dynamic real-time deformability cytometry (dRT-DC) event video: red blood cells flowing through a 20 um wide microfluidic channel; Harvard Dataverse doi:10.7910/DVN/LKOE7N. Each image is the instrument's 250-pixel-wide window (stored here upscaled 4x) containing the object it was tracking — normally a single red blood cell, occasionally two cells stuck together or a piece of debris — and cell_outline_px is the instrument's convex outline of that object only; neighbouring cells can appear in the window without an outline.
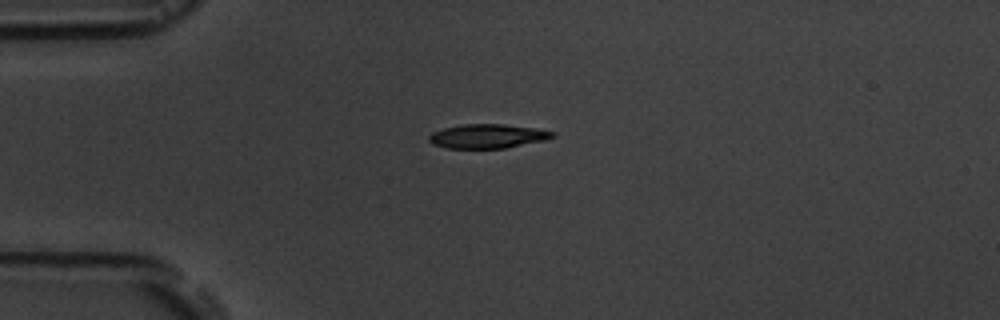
{"species": "common noctule bat (a hibernating species)", "species_latin": "Nyctalus noctula", "temperature_condition": "room temperature", "stored_images_in_passage": 7, "camera_frame_rate_fps": 3000, "um_per_image_px": 0.085, "animal": {"sex": "male", "body_mass_g": 19.5, "forearm_length_mm": 54.6}, "frame": {"image": 1, "passage_image": 3, "time_ms": 2.333, "image_size_px": [1000, 320], "cell_outline_px": [[556, 136], [544, 140], [504, 148], [448, 148], [432, 144], [428, 140], [428, 136], [432, 132], [444, 128], [460, 124], [504, 124], [536, 128], [556, 132]], "centroid_in_image_um": [41.43, 11.56], "position_along_channel_um": 43.6, "area_um2": 17.4}}
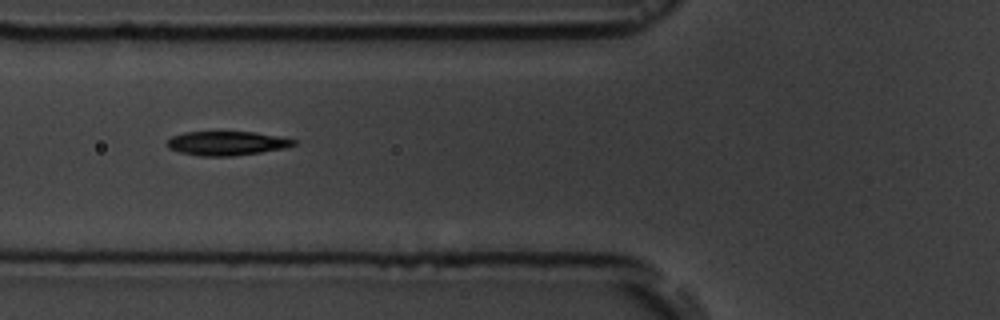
{"frame": {"image": 2, "passage_image": 5, "time_ms": 4.667, "image_size_px": [1000, 320], "cell_outline_px": [[296, 144], [284, 148], [260, 152], [232, 156], [200, 156], [180, 152], [168, 148], [168, 140], [172, 136], [184, 132], [256, 132], [296, 140]], "centroid_in_image_um": [19.26, 12.18], "position_along_channel_um": 106.5, "area_um2": 17.57}}
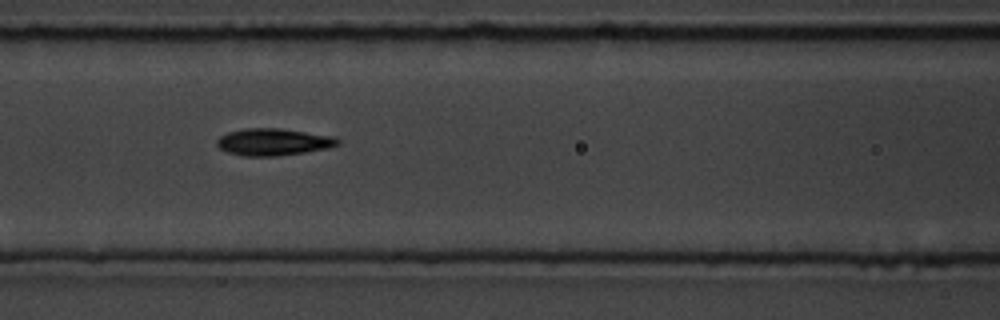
{"frame": {"image": 3, "passage_image": 6, "time_ms": 5.667, "image_size_px": [1000, 320], "cell_outline_px": [[340, 144], [328, 148], [304, 152], [276, 156], [244, 156], [228, 152], [220, 148], [216, 144], [216, 140], [220, 136], [228, 132], [244, 128], [280, 128], [336, 136], [340, 140]], "centroid_in_image_um": [23.25, 12.06], "position_along_channel_um": 143.3, "area_um2": 19.13}}